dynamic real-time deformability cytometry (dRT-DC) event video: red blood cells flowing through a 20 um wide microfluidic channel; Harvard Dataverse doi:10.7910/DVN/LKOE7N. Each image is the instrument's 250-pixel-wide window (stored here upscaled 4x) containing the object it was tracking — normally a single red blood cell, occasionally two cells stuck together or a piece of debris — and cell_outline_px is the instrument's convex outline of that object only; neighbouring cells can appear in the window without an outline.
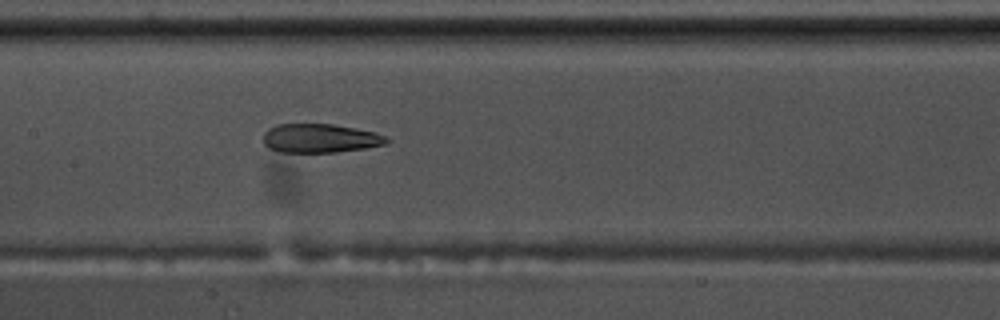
{"species": "common noctule bat (a hibernating species)", "species_latin": "Nyctalus noctula", "temperature_condition": "warm", "stored_images_in_passage": 42, "camera_frame_rate_fps": 3000, "um_per_image_px": 0.085, "animal": {"sex": "male", "body_mass_g": 17.5, "forearm_length_mm": 52.3}, "frame": {"image": 1, "passage_image": 19, "time_ms": 6.0, "image_size_px": [1000, 320], "cell_outline_px": [[392, 140], [388, 144], [364, 148], [336, 152], [276, 152], [268, 148], [264, 144], [264, 132], [268, 128], [276, 124], [332, 124], [356, 128], [372, 132], [384, 136]], "centroid_in_image_um": [27.19, 11.76], "position_along_channel_um": 180.2, "area_um2": 20.87}}